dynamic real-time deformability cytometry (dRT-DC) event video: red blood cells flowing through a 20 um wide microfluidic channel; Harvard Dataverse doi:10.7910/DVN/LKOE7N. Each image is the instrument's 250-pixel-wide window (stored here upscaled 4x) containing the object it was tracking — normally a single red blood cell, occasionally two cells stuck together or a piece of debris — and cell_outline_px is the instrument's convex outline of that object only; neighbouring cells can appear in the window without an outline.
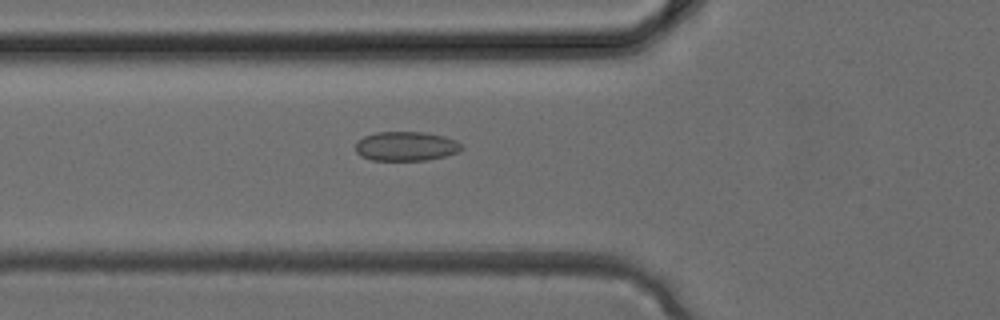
{"species": "common noctule bat (a hibernating species)", "species_latin": "Nyctalus noctula", "temperature_condition": "cold", "stored_images_in_passage": 4, "camera_frame_rate_fps": 3000, "um_per_image_px": 0.085, "animal": {"sex": "female", "body_mass_g": 24.6, "forearm_length_mm": 56.2}, "frame": {"image": 1, "passage_image": 4, "time_ms": 1.0, "image_size_px": [1000, 320], "cell_outline_px": [[464, 148], [460, 152], [428, 160], [372, 160], [360, 156], [356, 152], [356, 140], [364, 136], [376, 132], [424, 132], [444, 136], [456, 140]], "centroid_in_image_um": [34.51, 12.43], "position_along_channel_um": 91.3, "area_um2": 18.26}}